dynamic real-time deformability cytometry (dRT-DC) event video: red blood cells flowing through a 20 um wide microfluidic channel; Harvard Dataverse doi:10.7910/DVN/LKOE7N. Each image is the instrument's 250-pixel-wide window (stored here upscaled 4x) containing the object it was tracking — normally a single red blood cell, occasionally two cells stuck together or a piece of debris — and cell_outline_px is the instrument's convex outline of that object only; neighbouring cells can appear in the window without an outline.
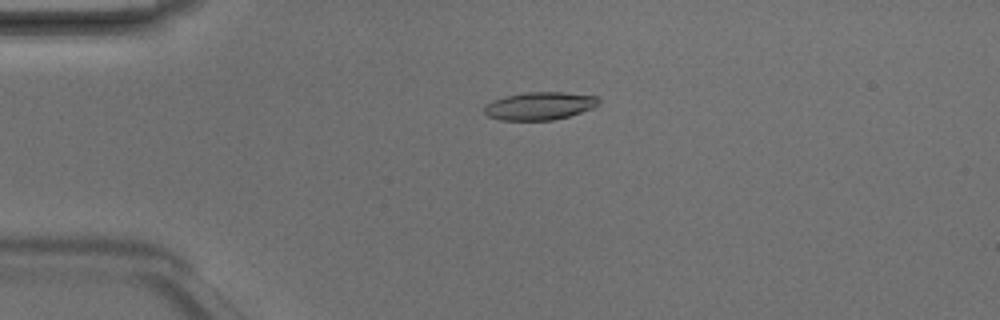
{"species": "Egyptian fruit bat (a non-hibernating species)", "species_latin": "Rousettus aegyptiacus", "temperature_condition": "room temperature", "stored_images_in_passage": 2, "camera_frame_rate_fps": 3000, "um_per_image_px": 0.085, "animal": {"sex": "male"}, "frame": {"image": 1, "passage_image": 1, "time_ms": 0.0, "image_size_px": [1000, 320], "cell_outline_px": [[600, 100], [592, 108], [568, 116], [552, 120], [500, 120], [488, 116], [484, 112], [484, 104], [492, 100], [504, 96], [524, 92], [564, 92], [600, 96]], "centroid_in_image_um": [45.83, 8.99], "position_along_channel_um": 39.2, "area_um2": 18.67}}